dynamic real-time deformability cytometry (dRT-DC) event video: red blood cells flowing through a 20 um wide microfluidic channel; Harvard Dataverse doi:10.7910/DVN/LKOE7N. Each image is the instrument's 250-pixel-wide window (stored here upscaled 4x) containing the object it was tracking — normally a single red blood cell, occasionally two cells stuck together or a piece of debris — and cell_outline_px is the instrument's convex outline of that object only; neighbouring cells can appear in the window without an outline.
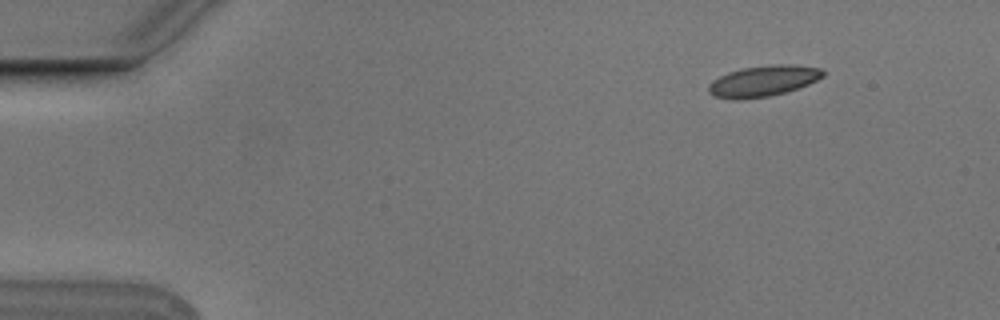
{"species": "Egyptian fruit bat (a non-hibernating species)", "species_latin": "Rousettus aegyptiacus", "temperature_condition": "cold", "stored_images_in_passage": 4, "camera_frame_rate_fps": 3000, "um_per_image_px": 0.085, "animal": {"sex": "male"}, "frame": {"image": 1, "passage_image": 1, "time_ms": 0.0, "image_size_px": [1000, 320], "cell_outline_px": [[824, 76], [808, 84], [784, 92], [768, 96], [736, 100], [712, 96], [708, 92], [708, 84], [712, 80], [728, 72], [744, 68], [772, 64], [792, 64], [820, 68], [824, 72]], "centroid_in_image_um": [64.83, 6.88], "position_along_channel_um": 20.2, "area_um2": 20.52}}